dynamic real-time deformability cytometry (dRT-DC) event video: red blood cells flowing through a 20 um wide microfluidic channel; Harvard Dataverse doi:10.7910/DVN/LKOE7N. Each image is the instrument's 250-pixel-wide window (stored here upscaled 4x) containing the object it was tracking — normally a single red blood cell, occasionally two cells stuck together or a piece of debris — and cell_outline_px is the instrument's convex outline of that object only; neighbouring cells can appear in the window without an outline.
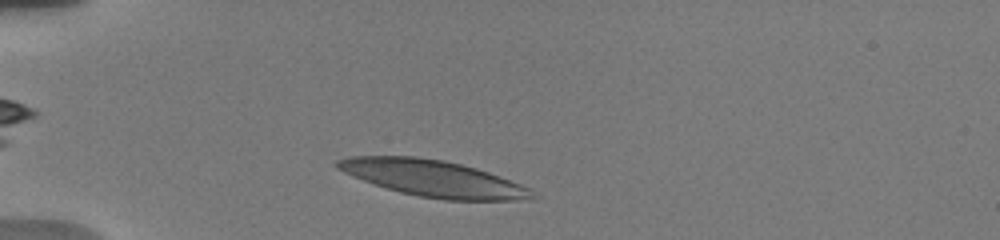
{"species": "human", "species_latin": "Homo sapiens", "temperature_condition": "warm", "stored_images_in_passage": 63, "camera_frame_rate_fps": 3000, "um_per_image_px": 0.085, "donor": {"sex": "male"}, "frame": {"image": 1, "passage_image": 5, "time_ms": 0.667, "image_size_px": [1000, 240], "cell_outline_px": [[532, 196], [512, 200], [444, 200], [420, 196], [400, 192], [352, 176], [336, 168], [332, 164], [336, 160], [352, 156], [416, 156], [444, 160], [476, 168], [488, 172], [520, 184], [528, 188]], "centroid_in_image_um": [36.71, 15.14], "position_along_channel_um": 48.3, "area_um2": 40.58}}
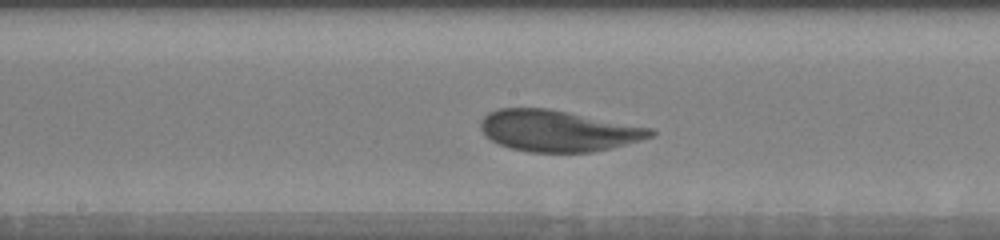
{"frame": {"image": 2, "passage_image": 34, "time_ms": 5.667, "image_size_px": [1000, 240], "cell_outline_px": [[656, 132], [652, 136], [640, 140], [592, 152], [528, 152], [508, 148], [492, 140], [480, 128], [480, 124], [484, 116], [488, 112], [500, 108], [548, 108], [652, 128]], "centroid_in_image_um": [47.41, 11.11], "position_along_channel_um": 200.8, "area_um2": 40.52}}
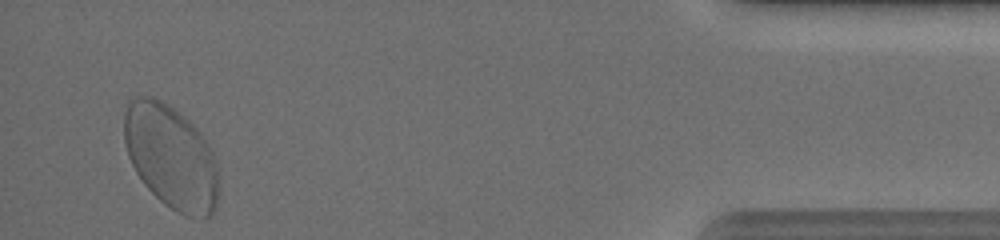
{"frame": {"image": 3, "passage_image": 60, "time_ms": 13.333, "image_size_px": [1000, 240], "cell_outline_px": [[216, 208], [208, 216], [188, 216], [176, 212], [164, 204], [144, 184], [136, 172], [128, 156], [124, 144], [124, 112], [128, 104], [136, 96], [152, 96], [172, 108], [188, 120], [200, 132], [208, 144], [212, 152], [216, 172]], "centroid_in_image_um": [14.49, 13.32], "position_along_channel_um": 420.7, "area_um2": 56.41}, "authors_computed_cell_mechanics": {"area_um2": 40.8646, "velocity_mm_per_s": 3.6492, "shape_relaxation_time_tau1_ms": 3.3854, "shape_relaxation_time_tau2_ms": null, "deformation_change_tau1": 0.1523, "deformation_change_tau2": null}}